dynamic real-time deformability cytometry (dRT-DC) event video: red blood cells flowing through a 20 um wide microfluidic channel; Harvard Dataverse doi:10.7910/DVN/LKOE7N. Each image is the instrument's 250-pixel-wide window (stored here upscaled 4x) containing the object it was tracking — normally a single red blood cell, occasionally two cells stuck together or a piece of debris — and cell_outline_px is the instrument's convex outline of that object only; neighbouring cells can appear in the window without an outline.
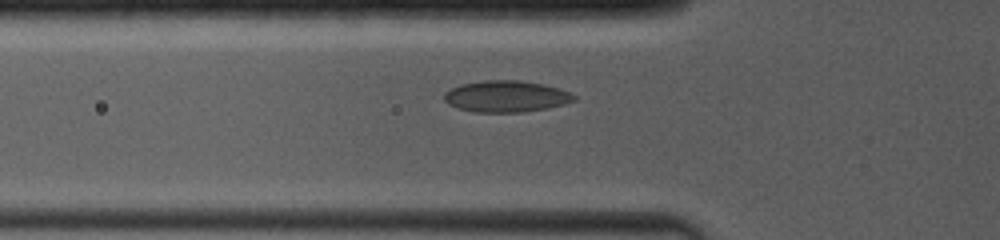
{"species": "common noctule bat (a hibernating species)", "species_latin": "Nyctalus noctula", "temperature_condition": "room temperature", "stored_images_in_passage": 31, "camera_frame_rate_fps": 4000, "um_per_image_px": 0.085, "animal": {"sex": "female", "body_mass_g": 19.0, "forearm_length_mm": 53.3}, "frame": {"image": 1, "passage_image": 10, "time_ms": 3.5, "image_size_px": [1000, 240], "cell_outline_px": [[576, 100], [564, 104], [548, 108], [524, 112], [472, 112], [456, 108], [448, 104], [444, 100], [444, 92], [460, 84], [484, 80], [520, 80], [544, 84], [560, 88], [576, 96]], "centroid_in_image_um": [43.01, 8.19], "position_along_channel_um": 82.8, "area_um2": 24.04}}
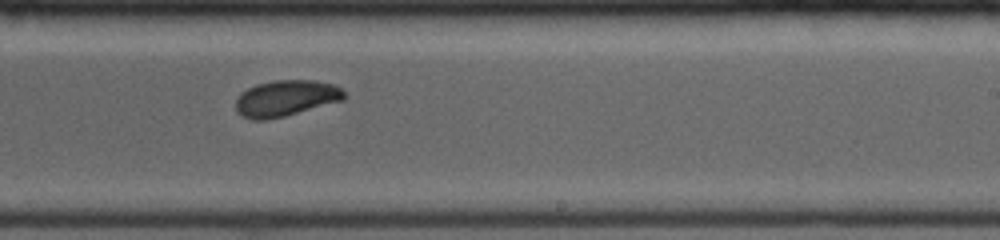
{"frame": {"image": 2, "passage_image": 20, "time_ms": 8.0, "image_size_px": [1000, 240], "cell_outline_px": [[348, 96], [344, 100], [284, 116], [264, 120], [252, 120], [240, 116], [236, 112], [236, 100], [240, 92], [256, 84], [276, 80], [312, 80], [332, 84], [340, 88]], "centroid_in_image_um": [24.27, 8.35], "position_along_channel_um": 264.7, "area_um2": 22.89}}
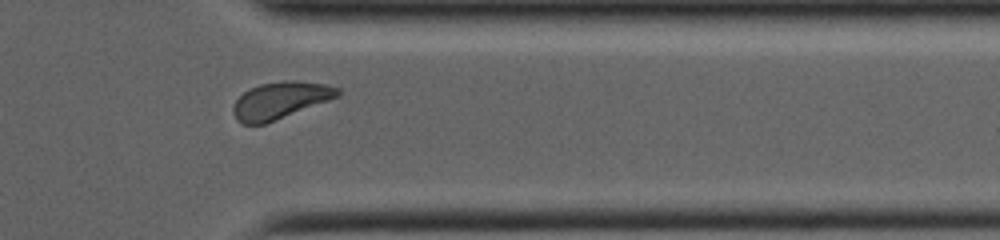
{"frame": {"image": 3, "passage_image": 28, "time_ms": 11.0, "image_size_px": [1000, 240], "cell_outline_px": [[340, 96], [264, 124], [244, 124], [236, 120], [232, 112], [232, 108], [236, 100], [244, 92], [260, 84], [280, 80], [296, 80], [328, 84], [340, 88]], "centroid_in_image_um": [23.84, 8.51], "position_along_channel_um": 387.6, "area_um2": 22.48}}